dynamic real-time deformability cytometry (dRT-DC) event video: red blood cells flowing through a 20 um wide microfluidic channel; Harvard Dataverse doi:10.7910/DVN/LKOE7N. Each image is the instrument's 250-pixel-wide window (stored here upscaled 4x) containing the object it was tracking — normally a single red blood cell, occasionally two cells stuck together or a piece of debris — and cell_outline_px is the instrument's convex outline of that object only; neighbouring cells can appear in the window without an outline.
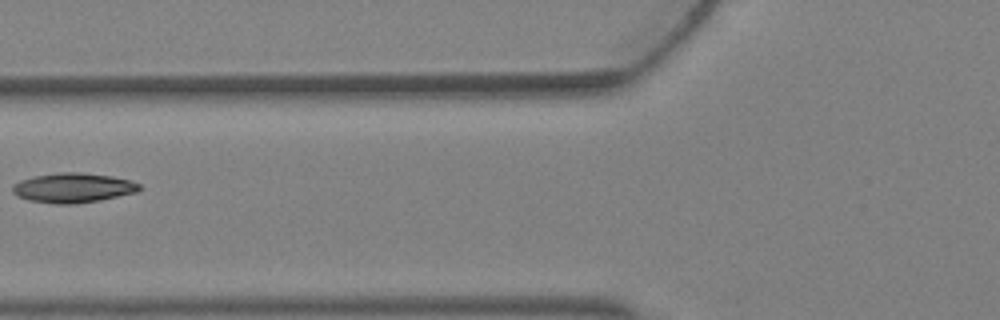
{"species": "Egyptian fruit bat (a non-hibernating species)", "species_latin": "Rousettus aegyptiacus", "temperature_condition": "warm", "stored_images_in_passage": 5, "camera_frame_rate_fps": 3000, "um_per_image_px": 0.085, "animal": {"sex": "female"}, "frame": {"image": 1, "passage_image": 5, "time_ms": 1.333, "image_size_px": [1000, 320], "cell_outline_px": [[144, 188], [136, 192], [100, 200], [72, 204], [56, 204], [28, 200], [16, 196], [12, 192], [12, 188], [20, 180], [36, 176], [60, 172], [80, 172], [112, 176], [132, 180], [140, 184]], "centroid_in_image_um": [6.24, 15.96], "position_along_channel_um": 119.6, "area_um2": 21.96}}